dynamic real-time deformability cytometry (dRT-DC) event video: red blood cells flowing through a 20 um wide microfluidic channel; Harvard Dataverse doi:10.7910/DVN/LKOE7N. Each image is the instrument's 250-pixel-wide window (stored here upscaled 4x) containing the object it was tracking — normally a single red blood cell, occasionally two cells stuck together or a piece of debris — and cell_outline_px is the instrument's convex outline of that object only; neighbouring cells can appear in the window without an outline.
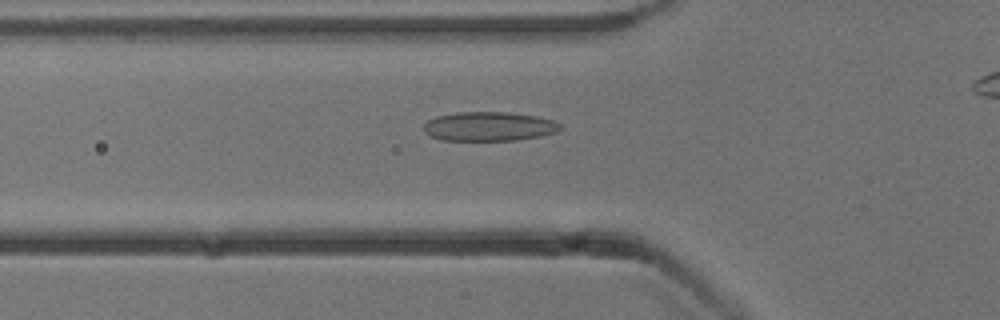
{"species": "common noctule bat (a hibernating species)", "species_latin": "Nyctalus noctula", "temperature_condition": "cold", "stored_images_in_passage": 46, "camera_frame_rate_fps": 3000, "um_per_image_px": 0.085, "animal": {"sex": "male", "body_mass_g": 13.3}, "frame": {"image": 1, "passage_image": 18, "time_ms": 5.667, "image_size_px": [1000, 320], "cell_outline_px": [[564, 128], [556, 132], [540, 136], [516, 140], [440, 140], [428, 136], [424, 132], [424, 124], [428, 120], [436, 116], [456, 112], [508, 112], [536, 116], [556, 120]], "centroid_in_image_um": [41.57, 10.74], "position_along_channel_um": 84.2, "area_um2": 23.47}}
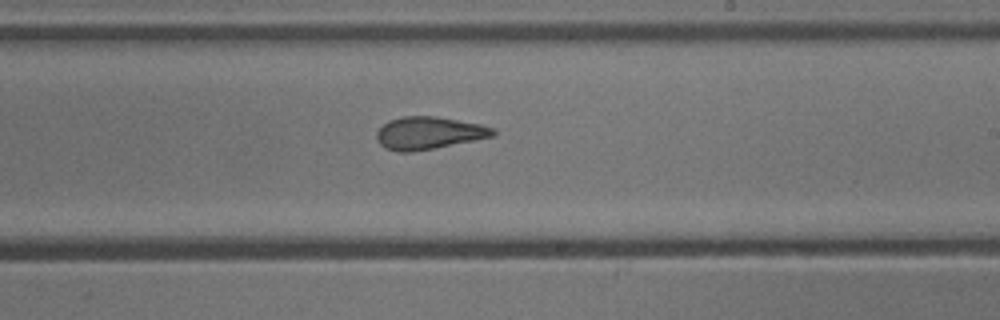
{"frame": {"image": 2, "passage_image": 31, "time_ms": 10.0, "image_size_px": [1000, 320], "cell_outline_px": [[496, 136], [436, 148], [412, 152], [396, 152], [380, 144], [376, 136], [376, 132], [388, 120], [404, 116], [436, 116], [480, 124], [492, 128], [496, 132]], "centroid_in_image_um": [36.46, 11.31], "position_along_channel_um": 252.5, "area_um2": 22.08}}
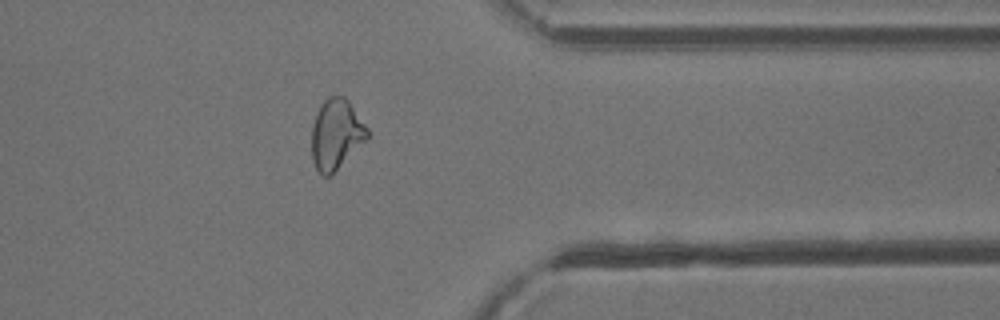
{"frame": {"image": 3, "passage_image": 42, "time_ms": 13.667, "image_size_px": [1000, 320], "cell_outline_px": [[368, 140], [328, 176], [324, 176], [316, 168], [312, 160], [312, 124], [316, 112], [320, 104], [328, 96], [344, 96], [348, 100], [368, 128]], "centroid_in_image_um": [28.57, 11.38], "position_along_channel_um": 382.8, "area_um2": 22.72}, "authors_computed_cell_mechanics": {"area_um2": 22.8599, "velocity_mm_per_s": 3.8591, "shape_relaxation_time_tau1_ms": null, "shape_relaxation_time_tau2_ms": 1.6327, "deformation_change_tau1": null, "deformation_change_tau2": 0.0778}}